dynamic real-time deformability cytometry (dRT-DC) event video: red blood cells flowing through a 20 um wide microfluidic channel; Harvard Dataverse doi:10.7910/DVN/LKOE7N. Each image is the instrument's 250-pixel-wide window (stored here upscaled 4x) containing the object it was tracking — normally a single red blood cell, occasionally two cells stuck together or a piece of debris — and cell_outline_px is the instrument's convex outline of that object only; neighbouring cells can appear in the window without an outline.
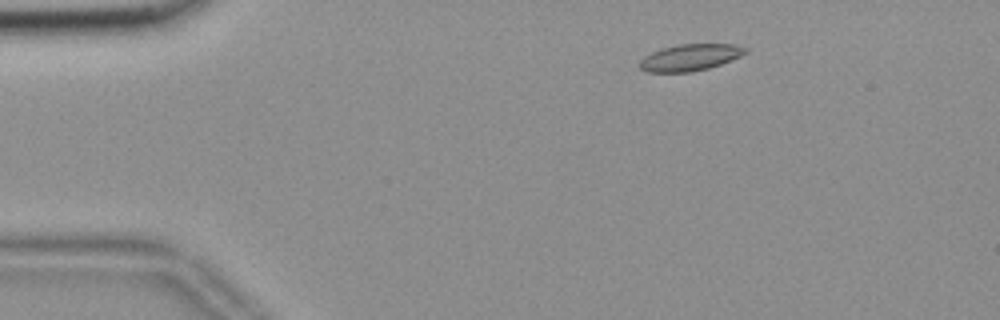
{"species": "common noctule bat (a hibernating species)", "species_latin": "Nyctalus noctula", "temperature_condition": "room temperature", "stored_images_in_passage": 52, "camera_frame_rate_fps": 3000, "um_per_image_px": 0.085, "animal": {"sex": "female", "body_mass_g": 18.4}, "frame": {"image": 1, "passage_image": 6, "time_ms": 1.667, "image_size_px": [1000, 320], "cell_outline_px": [[748, 52], [740, 56], [720, 64], [708, 68], [692, 72], [648, 72], [640, 68], [636, 64], [644, 56], [652, 52], [676, 44], [732, 44], [748, 48]], "centroid_in_image_um": [58.63, 4.88], "position_along_channel_um": 26.4, "area_um2": 16.42}}
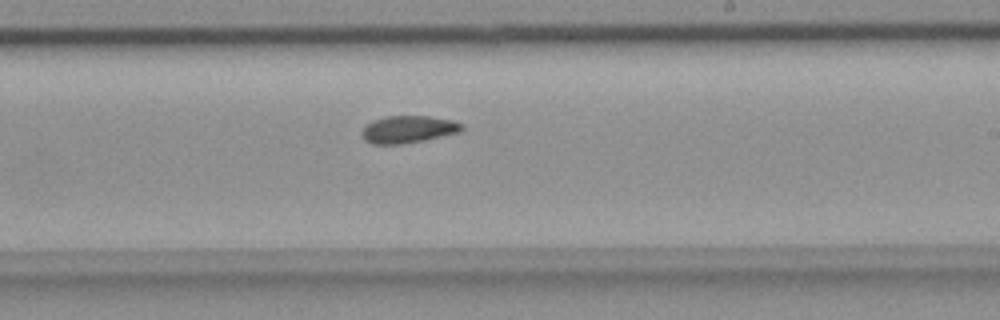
{"frame": {"image": 2, "passage_image": 30, "time_ms": 9.667, "image_size_px": [1000, 320], "cell_outline_px": [[464, 128], [460, 132], [424, 140], [400, 144], [372, 144], [364, 140], [360, 132], [372, 120], [384, 116], [428, 116], [452, 120], [464, 124]], "centroid_in_image_um": [34.69, 10.99], "position_along_channel_um": 254.3, "area_um2": 15.95}}
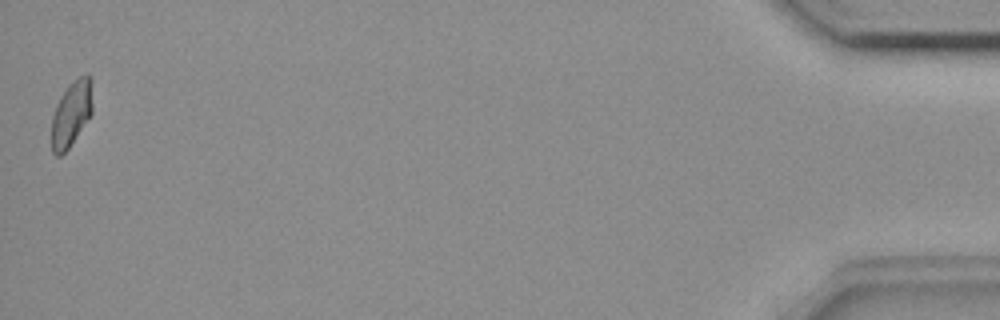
{"frame": {"image": 3, "passage_image": 52, "time_ms": 17.0, "image_size_px": [1000, 320], "cell_outline_px": [[92, 112], [68, 148], [60, 156], [56, 156], [52, 152], [52, 116], [56, 104], [60, 96], [68, 84], [72, 80], [88, 72], [92, 76]], "centroid_in_image_um": [6.07, 9.58], "position_along_channel_um": 429.1, "area_um2": 15.72}, "authors_computed_cell_mechanics": {"area_um2": 16.2129, "velocity_mm_per_s": 3.666, "shape_relaxation_time_tau1_ms": null, "shape_relaxation_time_tau2_ms": 6.3364, "deformation_change_tau1": null, "deformation_change_tau2": 0.1124}}